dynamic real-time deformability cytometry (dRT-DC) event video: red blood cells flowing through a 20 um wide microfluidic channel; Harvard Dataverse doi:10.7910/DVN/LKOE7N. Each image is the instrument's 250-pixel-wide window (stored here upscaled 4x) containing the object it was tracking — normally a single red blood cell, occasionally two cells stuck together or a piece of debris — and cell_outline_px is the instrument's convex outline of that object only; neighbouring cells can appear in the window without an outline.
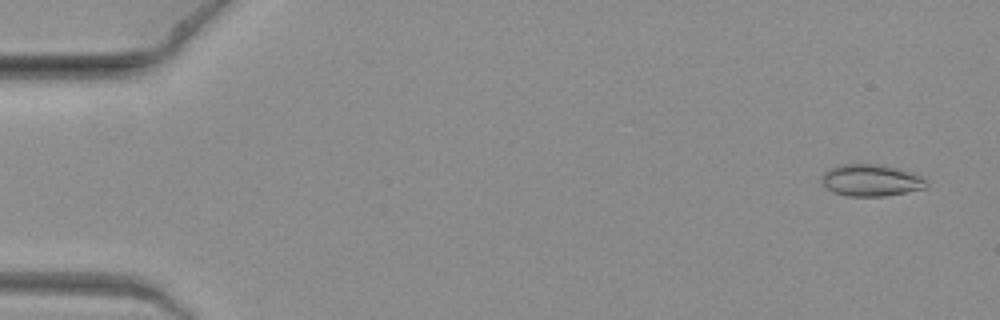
{"species": "common noctule bat (a hibernating species)", "species_latin": "Nyctalus noctula", "temperature_condition": "warm", "stored_images_in_passage": 7, "camera_frame_rate_fps": 3000, "um_per_image_px": 0.085, "animal": {"sex": "female", "body_mass_g": 19.3, "forearm_length_mm": 54.1}, "frame": {"image": 1, "passage_image": 1, "time_ms": 0.0, "image_size_px": [1000, 320], "cell_outline_px": [[928, 184], [924, 188], [884, 196], [848, 196], [832, 192], [824, 184], [824, 172], [840, 164], [876, 164], [896, 168], [912, 172], [920, 176]], "centroid_in_image_um": [74.04, 15.32], "position_along_channel_um": 11.0, "area_um2": 18.96}}
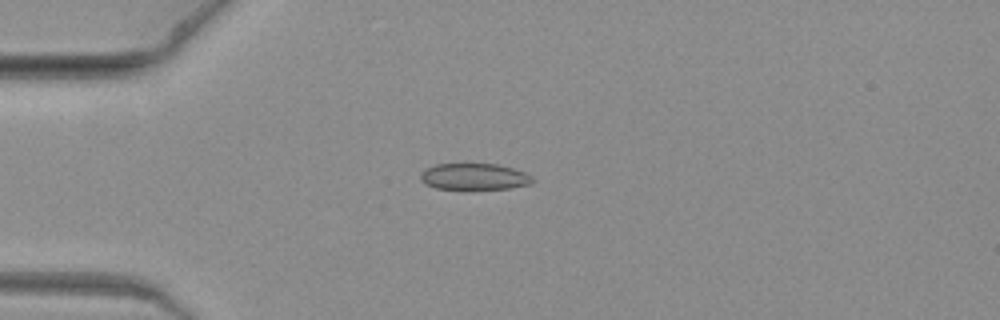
{"frame": {"image": 2, "passage_image": 6, "time_ms": 1.667, "image_size_px": [1000, 320], "cell_outline_px": [[536, 180], [532, 184], [508, 188], [468, 192], [436, 188], [424, 184], [420, 180], [420, 172], [424, 168], [436, 164], [496, 164], [512, 168], [524, 172], [532, 176]], "centroid_in_image_um": [40.28, 15.06], "position_along_channel_um": 44.7, "area_um2": 18.21}}